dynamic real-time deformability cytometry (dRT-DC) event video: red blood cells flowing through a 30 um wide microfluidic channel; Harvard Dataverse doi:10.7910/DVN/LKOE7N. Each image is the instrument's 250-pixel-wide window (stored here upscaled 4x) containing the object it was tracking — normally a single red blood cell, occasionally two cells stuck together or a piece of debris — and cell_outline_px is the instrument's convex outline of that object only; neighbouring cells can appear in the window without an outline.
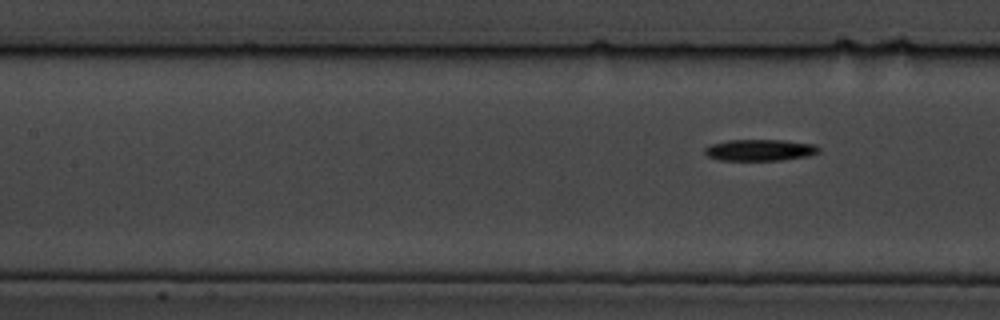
{"species": "common noctule bat (a hibernating species)", "species_latin": "Nyctalus noctula", "temperature_condition": "cold", "stored_images_in_passage": 9, "segment_of_instrument_passage": [2, 2], "camera_frame_rate_fps": 3000, "um_per_image_px": 0.085, "animal": {"sex": "male", "body_mass_g": 19.5, "forearm_length_mm": 54.6}, "frame": {"image": 1, "passage_image": 9, "time_ms": 9.333, "image_size_px": [1000, 320], "cell_outline_px": [[820, 152], [808, 156], [780, 160], [720, 160], [708, 156], [704, 152], [704, 148], [712, 144], [724, 140], [784, 140], [816, 144], [820, 148]], "centroid_in_image_um": [64.61, 12.75], "position_along_channel_um": 142.8, "area_um2": 14.33}}